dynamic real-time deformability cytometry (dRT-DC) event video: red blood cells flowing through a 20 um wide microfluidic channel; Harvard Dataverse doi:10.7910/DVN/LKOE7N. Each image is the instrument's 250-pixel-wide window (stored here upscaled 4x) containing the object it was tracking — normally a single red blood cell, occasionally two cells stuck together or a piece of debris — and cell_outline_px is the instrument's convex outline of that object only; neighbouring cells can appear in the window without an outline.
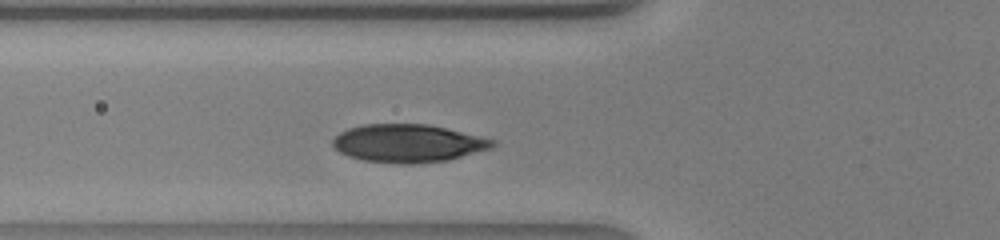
{"species": "human", "species_latin": "Homo sapiens", "temperature_condition": "warm", "stored_images_in_passage": 28, "camera_frame_rate_fps": 3000, "um_per_image_px": 0.085, "donor": {"sex": "male"}, "frame": {"image": 1, "passage_image": 5, "time_ms": 1.333, "image_size_px": [1000, 240], "cell_outline_px": [[496, 144], [492, 148], [448, 160], [412, 164], [400, 164], [364, 160], [348, 156], [340, 152], [332, 144], [332, 140], [340, 132], [348, 128], [364, 124], [428, 124], [480, 136], [496, 140]], "centroid_in_image_um": [34.69, 12.18], "position_along_channel_um": 91.1, "area_um2": 35.32}}
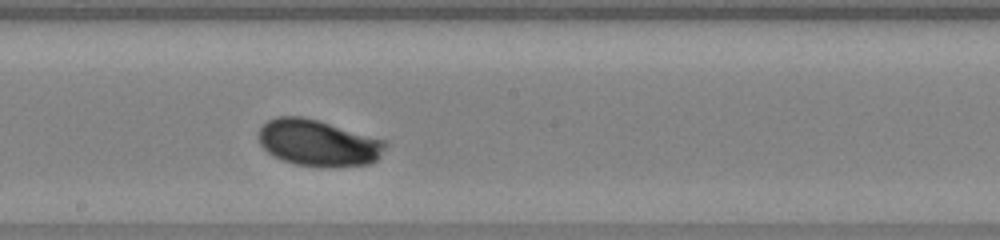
{"frame": {"image": 2, "passage_image": 13, "time_ms": 4.0, "image_size_px": [1000, 240], "cell_outline_px": [[388, 144], [380, 156], [376, 160], [368, 164], [328, 168], [296, 164], [272, 156], [260, 144], [260, 128], [268, 120], [276, 116], [300, 116], [316, 120], [388, 140]], "centroid_in_image_um": [27.08, 12.16], "position_along_channel_um": 221.1, "area_um2": 34.33}}
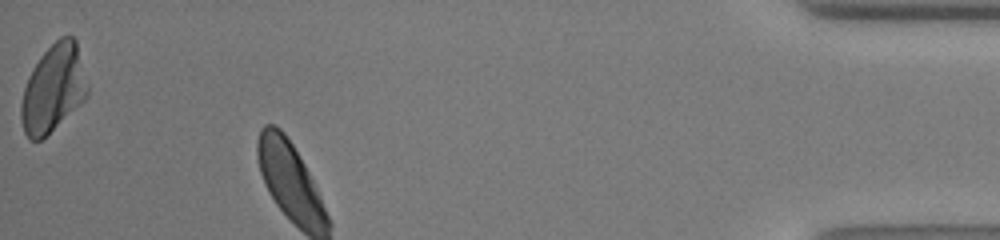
{"frame": {"image": 3, "passage_image": 28, "time_ms": 9.0, "image_size_px": [1000, 240], "cell_outline_px": [[88, 96], [80, 104], [40, 140], [28, 140], [24, 132], [20, 120], [20, 104], [24, 88], [28, 76], [32, 68], [40, 56], [60, 36], [72, 36], [76, 40], [88, 88]], "centroid_in_image_um": [4.5, 7.52], "position_along_channel_um": 430.7, "area_um2": 33.52}}